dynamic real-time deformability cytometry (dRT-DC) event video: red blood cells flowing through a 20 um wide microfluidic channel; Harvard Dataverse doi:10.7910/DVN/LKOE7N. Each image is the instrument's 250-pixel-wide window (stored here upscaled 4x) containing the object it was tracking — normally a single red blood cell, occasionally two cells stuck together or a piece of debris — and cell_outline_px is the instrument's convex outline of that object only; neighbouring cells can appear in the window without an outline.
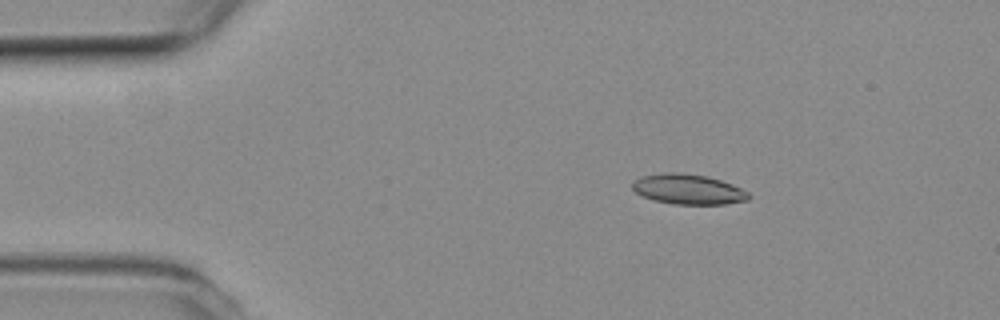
{"species": "common noctule bat (a hibernating species)", "species_latin": "Nyctalus noctula", "temperature_condition": "room temperature", "stored_images_in_passage": 53, "camera_frame_rate_fps": 3000, "um_per_image_px": 0.085, "animal": {"sex": "female", "body_mass_g": 19.3, "forearm_length_mm": 54.1}, "frame": {"image": 1, "passage_image": 8, "time_ms": 2.333, "image_size_px": [1000, 320], "cell_outline_px": [[752, 196], [748, 200], [724, 204], [676, 204], [652, 200], [636, 192], [632, 188], [632, 180], [640, 176], [664, 172], [680, 172], [708, 176], [732, 184], [748, 192]], "centroid_in_image_um": [58.48, 16.07], "position_along_channel_um": 26.5, "area_um2": 20.58}}
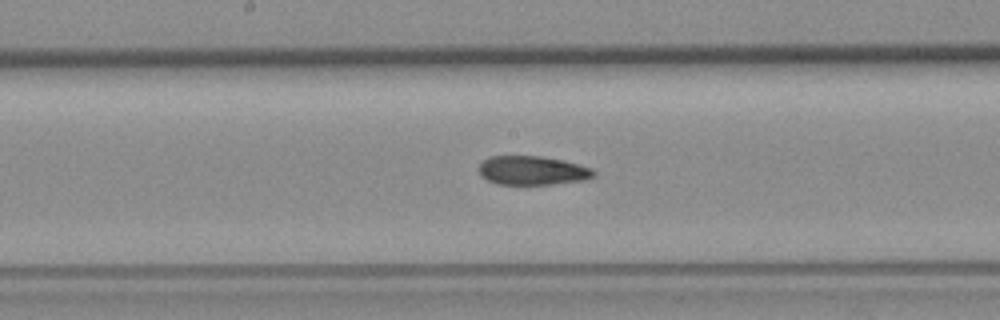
{"frame": {"image": 2, "passage_image": 27, "time_ms": 8.667, "image_size_px": [1000, 320], "cell_outline_px": [[596, 176], [584, 180], [552, 184], [496, 184], [480, 176], [476, 168], [488, 156], [540, 156], [564, 160], [592, 168], [596, 172]], "centroid_in_image_um": [45.23, 14.49], "position_along_channel_um": 203.0, "area_um2": 19.59}}
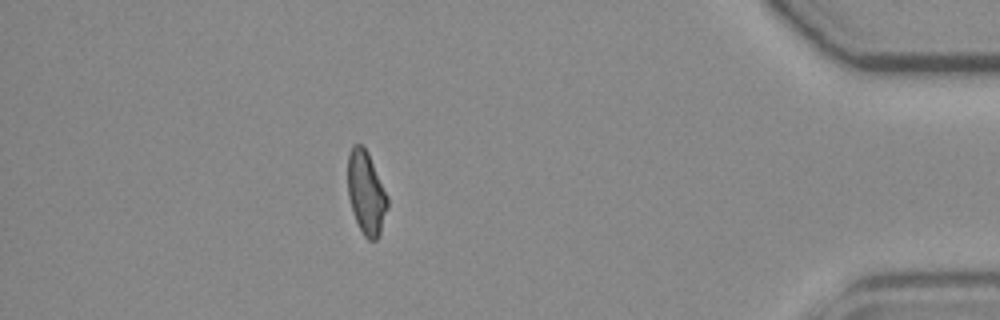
{"frame": {"image": 3, "passage_image": 47, "time_ms": 15.333, "image_size_px": [1000, 320], "cell_outline_px": [[388, 208], [380, 232], [376, 240], [368, 240], [364, 236], [352, 212], [348, 196], [348, 152], [352, 144], [364, 144], [368, 152], [388, 196]], "centroid_in_image_um": [31.12, 16.35], "position_along_channel_um": 404.1, "area_um2": 19.42}, "authors_computed_cell_mechanics": {"area_um2": 20.1144, "velocity_mm_per_s": 3.7825, "shape_relaxation_time_tau1_ms": 9.3298, "shape_relaxation_time_tau2_ms": 3.9113, "deformation_change_tau1": 0.187, "deformation_change_tau2": 0.1079}}